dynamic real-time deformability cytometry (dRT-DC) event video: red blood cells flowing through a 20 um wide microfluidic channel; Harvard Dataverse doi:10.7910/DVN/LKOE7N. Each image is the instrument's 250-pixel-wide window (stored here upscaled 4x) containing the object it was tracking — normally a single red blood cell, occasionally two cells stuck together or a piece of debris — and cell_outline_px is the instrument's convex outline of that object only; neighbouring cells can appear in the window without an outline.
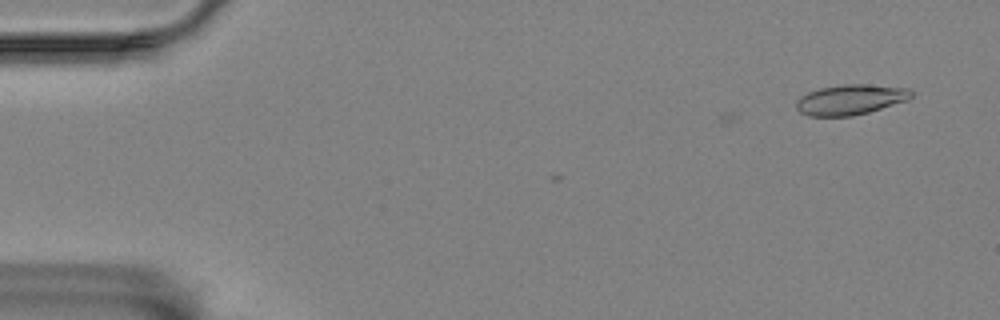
{"species": "Egyptian fruit bat (a non-hibernating species)", "species_latin": "Rousettus aegyptiacus", "temperature_condition": "room temperature", "stored_images_in_passage": 3, "camera_frame_rate_fps": 3000, "um_per_image_px": 0.085, "animal": {"sex": "female"}, "frame": {"image": 1, "passage_image": 1, "time_ms": 0.0, "image_size_px": [1000, 320], "cell_outline_px": [[912, 96], [908, 100], [868, 112], [852, 116], [808, 116], [800, 112], [796, 108], [796, 100], [800, 96], [808, 92], [820, 88], [840, 84], [868, 84], [908, 88], [912, 92]], "centroid_in_image_um": [72.27, 8.46], "position_along_channel_um": 12.7, "area_um2": 20.35}}